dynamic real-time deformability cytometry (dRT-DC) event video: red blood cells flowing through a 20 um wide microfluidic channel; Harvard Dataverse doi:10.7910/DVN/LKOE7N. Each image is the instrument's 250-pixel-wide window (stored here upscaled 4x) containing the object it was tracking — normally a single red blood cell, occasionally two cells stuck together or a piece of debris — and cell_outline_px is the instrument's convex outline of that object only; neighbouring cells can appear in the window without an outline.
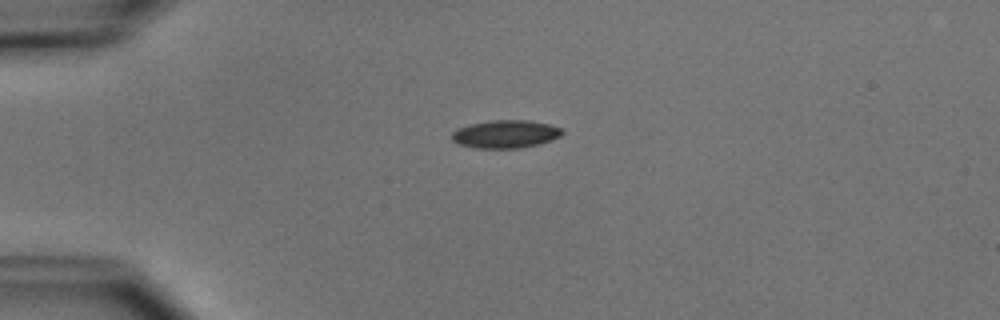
{"species": "common noctule bat (a hibernating species)", "species_latin": "Nyctalus noctula", "temperature_condition": "cold", "stored_images_in_passage": 2, "camera_frame_rate_fps": 3000, "um_per_image_px": 0.085, "animal": {"sex": "male", "body_mass_g": 15.6}, "frame": {"image": 1, "passage_image": 1, "time_ms": 0.0, "image_size_px": [1000, 320], "cell_outline_px": [[564, 132], [560, 136], [552, 140], [540, 144], [520, 148], [476, 148], [460, 144], [452, 140], [452, 132], [456, 128], [472, 124], [492, 120], [528, 120], [548, 124], [560, 128]], "centroid_in_image_um": [42.97, 11.4], "position_along_channel_um": 42.0, "area_um2": 17.92}}